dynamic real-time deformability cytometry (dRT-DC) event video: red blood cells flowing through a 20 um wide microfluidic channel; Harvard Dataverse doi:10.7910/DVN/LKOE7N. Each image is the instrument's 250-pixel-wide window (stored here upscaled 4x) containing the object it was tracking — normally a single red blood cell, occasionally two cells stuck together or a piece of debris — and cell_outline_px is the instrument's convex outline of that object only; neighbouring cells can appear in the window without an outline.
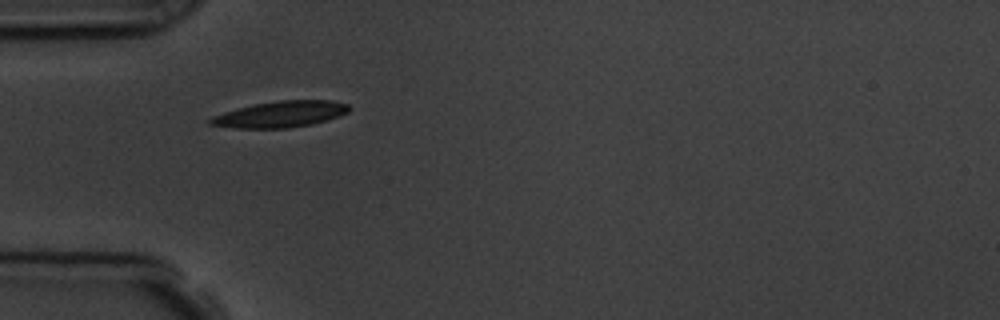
{"species": "common noctule bat (a hibernating species)", "species_latin": "Nyctalus noctula", "temperature_condition": "room temperature", "stored_images_in_passage": 5, "camera_frame_rate_fps": 3000, "um_per_image_px": 0.085, "animal": {"sex": "male", "body_mass_g": 19.5, "forearm_length_mm": 54.6}, "frame": {"image": 1, "passage_image": 4, "time_ms": 3.667, "image_size_px": [1000, 320], "cell_outline_px": [[348, 112], [340, 116], [312, 124], [288, 128], [232, 128], [208, 124], [208, 120], [212, 116], [224, 112], [256, 104], [280, 100], [332, 100], [348, 104]], "centroid_in_image_um": [23.84, 9.71], "position_along_channel_um": 61.2, "area_um2": 21.04}}